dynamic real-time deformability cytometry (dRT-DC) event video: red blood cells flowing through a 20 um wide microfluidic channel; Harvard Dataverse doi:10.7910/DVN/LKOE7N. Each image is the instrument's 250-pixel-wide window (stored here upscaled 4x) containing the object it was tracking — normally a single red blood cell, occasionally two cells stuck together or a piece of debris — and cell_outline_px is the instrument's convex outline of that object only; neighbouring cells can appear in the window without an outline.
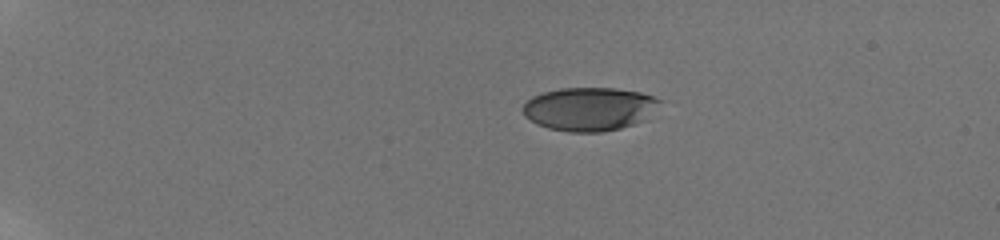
{"species": "human", "species_latin": "Homo sapiens", "temperature_condition": "room temperature", "stored_images_in_passage": 45, "camera_frame_rate_fps": 3000, "um_per_image_px": 0.085, "donor": {"sex": "male"}, "frame": {"image": 1, "passage_image": 1, "time_ms": 0.0, "image_size_px": [1000, 240], "cell_outline_px": [[664, 100], [648, 120], [620, 128], [600, 132], [568, 132], [548, 128], [536, 124], [524, 116], [520, 108], [532, 96], [544, 92], [560, 88], [616, 88], [640, 92]], "centroid_in_image_um": [50.12, 9.26], "position_along_channel_um": 34.9, "area_um2": 35.2}}
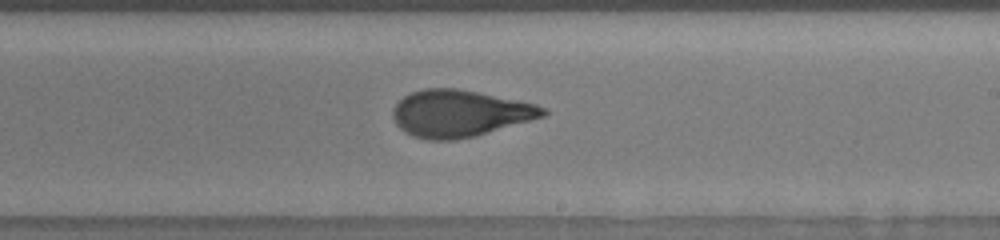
{"frame": {"image": 2, "passage_image": 26, "time_ms": 8.333, "image_size_px": [1000, 240], "cell_outline_px": [[548, 112], [544, 116], [476, 136], [456, 140], [428, 140], [412, 136], [400, 128], [396, 124], [392, 116], [392, 112], [396, 104], [404, 96], [412, 92], [424, 88], [456, 88], [536, 104], [548, 108]], "centroid_in_image_um": [39.06, 9.65], "position_along_channel_um": 249.9, "area_um2": 40.81}}
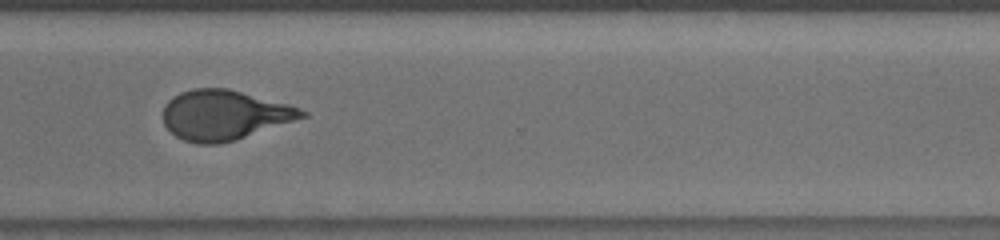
{"frame": {"image": 3, "passage_image": 34, "time_ms": 11.0, "image_size_px": [1000, 240], "cell_outline_px": [[308, 116], [236, 140], [220, 144], [200, 144], [184, 140], [176, 136], [164, 124], [164, 108], [168, 100], [172, 96], [180, 92], [196, 88], [228, 88], [288, 104], [300, 108], [308, 112]], "centroid_in_image_um": [19.08, 9.78], "position_along_channel_um": 351.5, "area_um2": 40.29}, "authors_computed_cell_mechanics": {"area_um2": 39.9398, "velocity_mm_per_s": 3.8225, "shape_relaxation_time_tau1_ms": 4.1582, "shape_relaxation_time_tau2_ms": 0.9323, "deformation_change_tau1": 0.1895, "deformation_change_tau2": 0.0779}}